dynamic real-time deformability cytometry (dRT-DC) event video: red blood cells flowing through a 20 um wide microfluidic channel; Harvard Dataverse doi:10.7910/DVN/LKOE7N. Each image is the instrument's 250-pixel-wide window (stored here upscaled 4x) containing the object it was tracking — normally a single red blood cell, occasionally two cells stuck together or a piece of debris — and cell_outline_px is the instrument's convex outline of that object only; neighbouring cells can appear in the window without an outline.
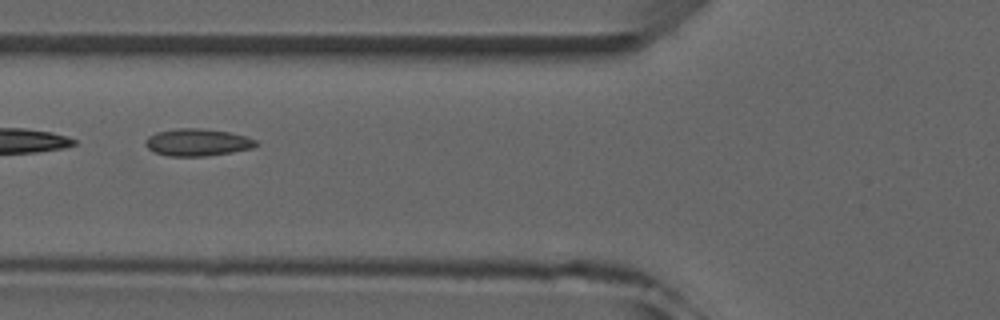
{"species": "common noctule bat (a hibernating species)", "species_latin": "Nyctalus noctula", "temperature_condition": "room temperature", "stored_images_in_passage": 9, "camera_frame_rate_fps": 3000, "um_per_image_px": 0.085, "animal": {"sex": "male", "forearm_length_mm": 52.5}, "frame": {"image": 1, "passage_image": 6, "time_ms": 5.667, "image_size_px": [1000, 320], "cell_outline_px": [[260, 144], [252, 148], [232, 152], [204, 156], [168, 156], [152, 152], [144, 144], [144, 140], [148, 136], [156, 132], [176, 128], [200, 128], [228, 132], [244, 136], [256, 140]], "centroid_in_image_um": [16.73, 12.1], "position_along_channel_um": 109.1, "area_um2": 17.63}}
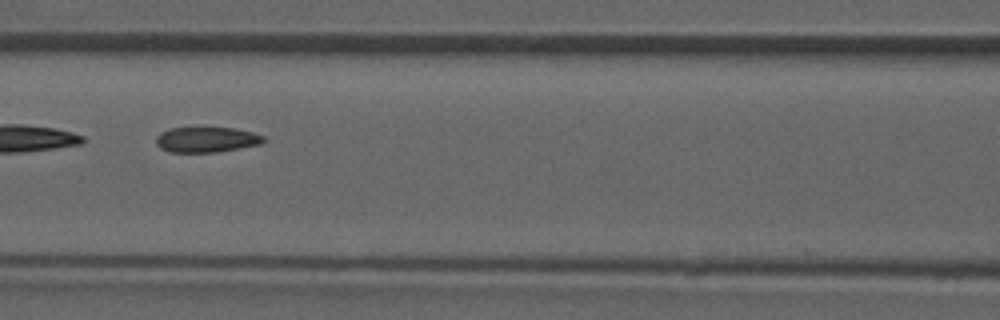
{"frame": {"image": 2, "passage_image": 7, "time_ms": 6.667, "image_size_px": [1000, 320], "cell_outline_px": [[264, 140], [260, 144], [216, 152], [168, 152], [160, 148], [156, 144], [156, 136], [160, 132], [168, 128], [232, 128], [252, 132], [264, 136]], "centroid_in_image_um": [17.49, 11.87], "position_along_channel_um": 149.1, "area_um2": 15.78}}